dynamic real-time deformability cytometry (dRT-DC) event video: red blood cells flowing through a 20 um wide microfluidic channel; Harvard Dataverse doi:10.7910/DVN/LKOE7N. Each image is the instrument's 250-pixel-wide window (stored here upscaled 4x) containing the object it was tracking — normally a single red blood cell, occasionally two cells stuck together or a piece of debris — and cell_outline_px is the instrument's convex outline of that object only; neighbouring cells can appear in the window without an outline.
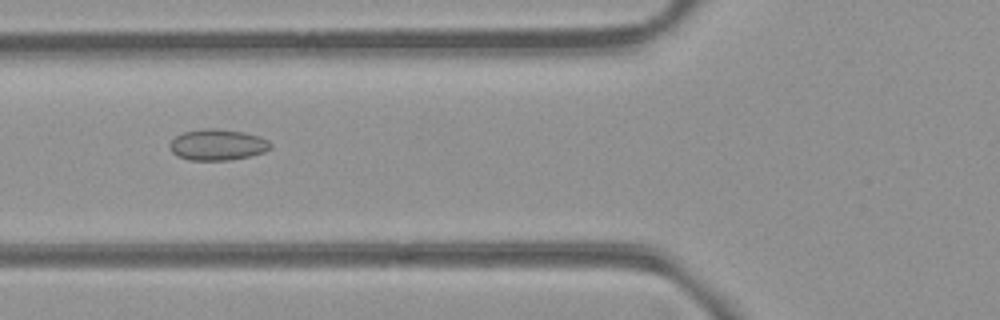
{"species": "common noctule bat (a hibernating species)", "species_latin": "Nyctalus noctula", "temperature_condition": "room temperature", "stored_images_in_passage": 52, "camera_frame_rate_fps": 3000, "um_per_image_px": 0.085, "animal": {"sex": "female", "body_mass_g": 21.9}, "frame": {"image": 1, "passage_image": 20, "time_ms": 6.333, "image_size_px": [1000, 320], "cell_outline_px": [[272, 148], [264, 152], [248, 156], [228, 160], [188, 160], [176, 156], [172, 152], [168, 144], [176, 136], [184, 132], [204, 128], [212, 128], [244, 132], [268, 140], [272, 144]], "centroid_in_image_um": [18.47, 12.31], "position_along_channel_um": 107.3, "area_um2": 18.21}}
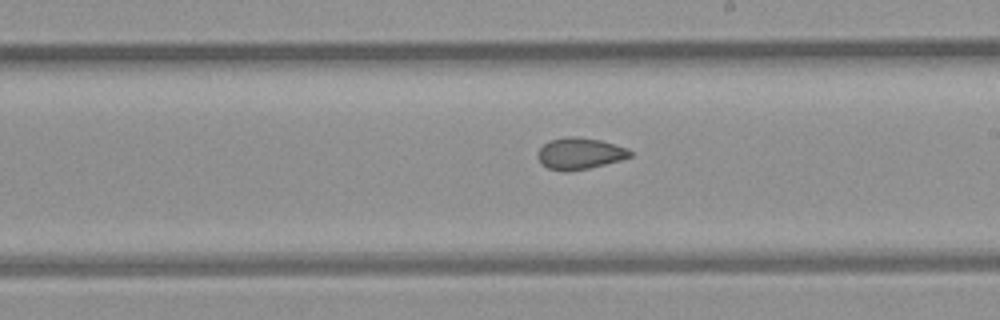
{"frame": {"image": 2, "passage_image": 30, "time_ms": 9.667, "image_size_px": [1000, 320], "cell_outline_px": [[632, 156], [620, 160], [588, 168], [564, 172], [548, 168], [540, 164], [536, 156], [536, 152], [548, 140], [564, 136], [572, 136], [600, 140], [628, 148], [632, 152]], "centroid_in_image_um": [49.22, 13.04], "position_along_channel_um": 239.8, "area_um2": 17.11}}
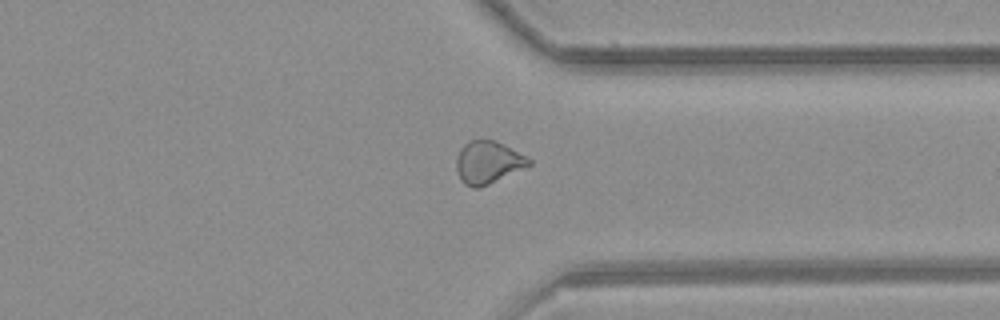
{"frame": {"image": 3, "passage_image": 40, "time_ms": 13.0, "image_size_px": [1000, 320], "cell_outline_px": [[532, 164], [480, 188], [472, 188], [464, 184], [460, 180], [456, 168], [456, 156], [460, 148], [468, 140], [496, 140], [504, 144], [532, 160]], "centroid_in_image_um": [41.44, 13.8], "position_along_channel_um": 370.0, "area_um2": 18.03}, "authors_computed_cell_mechanics": {"area_um2": 18.207, "velocity_mm_per_s": 3.9566, "shape_relaxation_time_tau1_ms": null, "shape_relaxation_time_tau2_ms": 2.188, "deformation_change_tau1": null, "deformation_change_tau2": 0.0655}}